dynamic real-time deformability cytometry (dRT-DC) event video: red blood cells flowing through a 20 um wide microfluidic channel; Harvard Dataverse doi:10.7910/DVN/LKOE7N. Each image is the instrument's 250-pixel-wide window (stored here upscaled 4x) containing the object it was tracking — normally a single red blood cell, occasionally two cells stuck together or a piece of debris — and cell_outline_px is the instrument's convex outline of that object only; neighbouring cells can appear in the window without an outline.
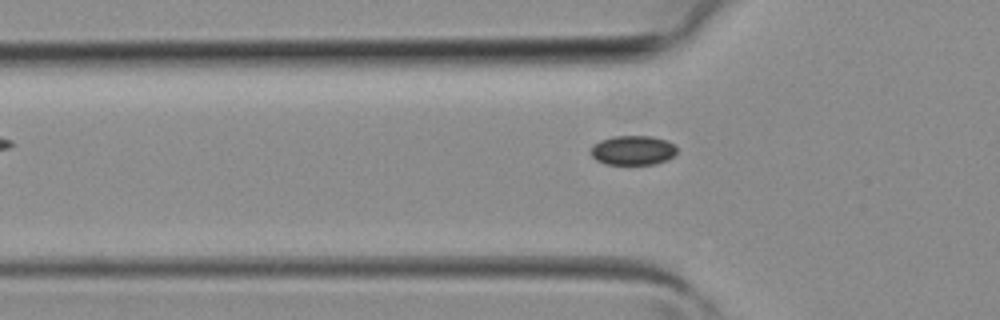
{"species": "common noctule bat (a hibernating species)", "species_latin": "Nyctalus noctula", "temperature_condition": "room temperature", "stored_images_in_passage": 3, "camera_frame_rate_fps": 3000, "um_per_image_px": 0.085, "animal": {"sex": "female", "body_mass_g": 19.3, "forearm_length_mm": 54.1}, "frame": {"image": 1, "passage_image": 3, "time_ms": 0.667, "image_size_px": [1000, 320], "cell_outline_px": [[676, 152], [668, 160], [656, 164], [604, 164], [596, 160], [592, 156], [592, 144], [600, 140], [612, 136], [652, 136], [668, 140], [676, 144]], "centroid_in_image_um": [53.81, 12.77], "position_along_channel_um": 72.0, "area_um2": 14.97}}